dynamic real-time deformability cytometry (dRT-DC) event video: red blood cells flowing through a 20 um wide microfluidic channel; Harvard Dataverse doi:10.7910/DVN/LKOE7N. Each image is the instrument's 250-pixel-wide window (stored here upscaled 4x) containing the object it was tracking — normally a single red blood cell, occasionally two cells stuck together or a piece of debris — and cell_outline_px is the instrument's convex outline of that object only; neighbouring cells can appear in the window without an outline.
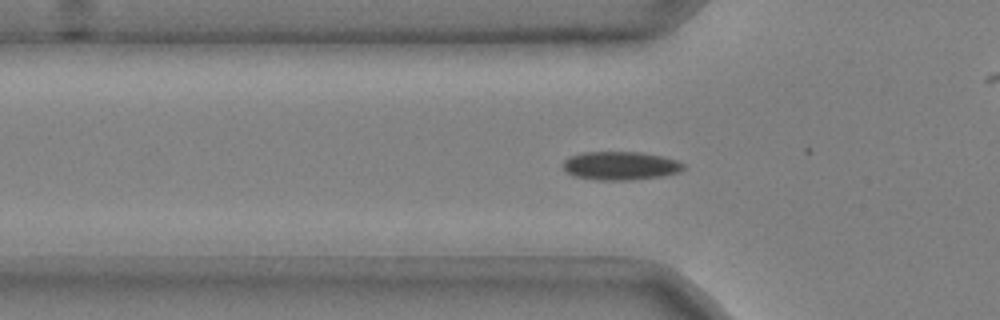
{"species": "common noctule bat (a hibernating species)", "species_latin": "Nyctalus noctula", "temperature_condition": "cold", "stored_images_in_passage": 23, "camera_frame_rate_fps": 3000, "um_per_image_px": 0.085, "animal": {"sex": "male", "body_mass_g": 20.4}, "frame": {"image": 1, "passage_image": 9, "time_ms": 2.667, "image_size_px": [1000, 320], "cell_outline_px": [[684, 168], [680, 172], [660, 176], [628, 180], [600, 180], [572, 176], [564, 168], [564, 160], [568, 156], [580, 152], [640, 152], [660, 156], [676, 160], [684, 164]], "centroid_in_image_um": [52.7, 14.08], "position_along_channel_um": 73.1, "area_um2": 19.88}}
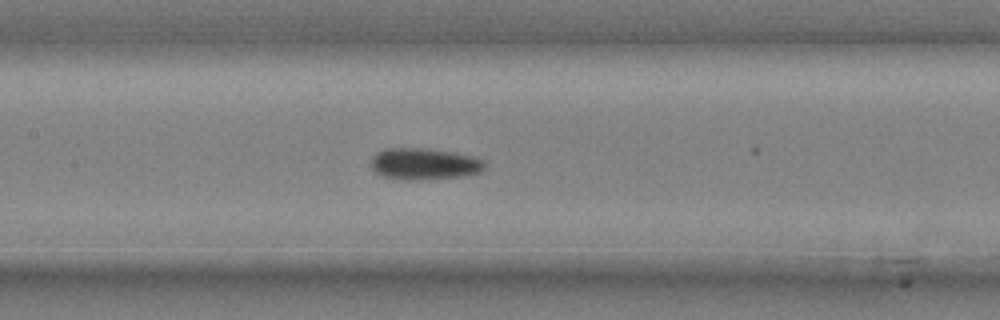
{"frame": {"image": 2, "passage_image": 17, "time_ms": 5.333, "image_size_px": [1000, 320], "cell_outline_px": [[484, 168], [480, 172], [464, 176], [416, 180], [404, 180], [384, 176], [376, 172], [372, 168], [372, 156], [376, 152], [384, 148], [424, 148], [452, 152], [472, 156], [484, 160]], "centroid_in_image_um": [36.04, 13.93], "position_along_channel_um": 171.4, "area_um2": 20.87}}
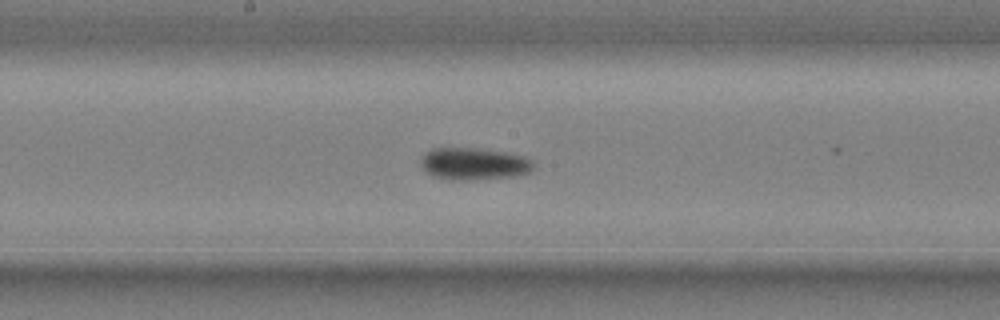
{"frame": {"image": 3, "passage_image": 20, "time_ms": 6.333, "image_size_px": [1000, 320], "cell_outline_px": [[536, 168], [532, 172], [516, 176], [472, 180], [448, 180], [432, 176], [420, 164], [420, 160], [424, 152], [432, 148], [480, 148], [528, 156], [532, 160]], "centroid_in_image_um": [40.33, 13.92], "position_along_channel_um": 207.9, "area_um2": 21.62}}